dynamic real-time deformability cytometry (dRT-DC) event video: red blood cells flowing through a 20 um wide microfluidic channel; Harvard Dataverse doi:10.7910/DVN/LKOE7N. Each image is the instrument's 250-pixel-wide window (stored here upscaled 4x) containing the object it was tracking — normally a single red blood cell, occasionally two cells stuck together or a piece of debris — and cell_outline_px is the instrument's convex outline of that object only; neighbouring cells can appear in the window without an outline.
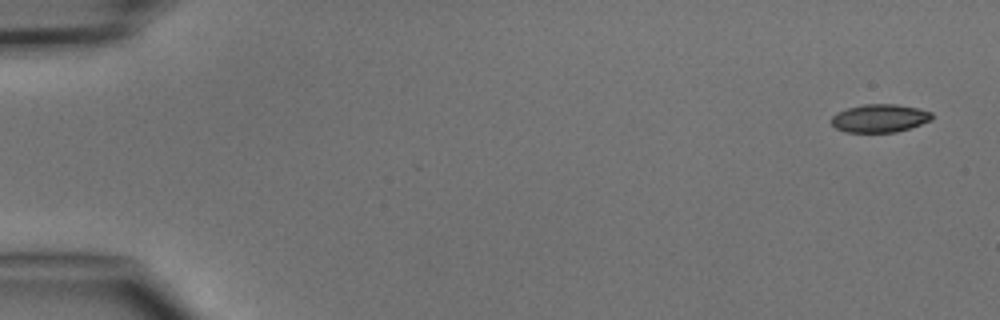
{"species": "common noctule bat (a hibernating species)", "species_latin": "Nyctalus noctula", "temperature_condition": "cold", "stored_images_in_passage": 4, "camera_frame_rate_fps": 3000, "um_per_image_px": 0.085, "animal": {"sex": "male", "body_mass_g": 15.6}, "frame": {"image": 1, "passage_image": 1, "time_ms": 0.0, "image_size_px": [1000, 320], "cell_outline_px": [[932, 120], [896, 132], [844, 132], [836, 128], [832, 124], [832, 116], [848, 108], [864, 104], [896, 104], [916, 108], [932, 112]], "centroid_in_image_um": [74.78, 10.05], "position_along_channel_um": 10.2, "area_um2": 16.24}}
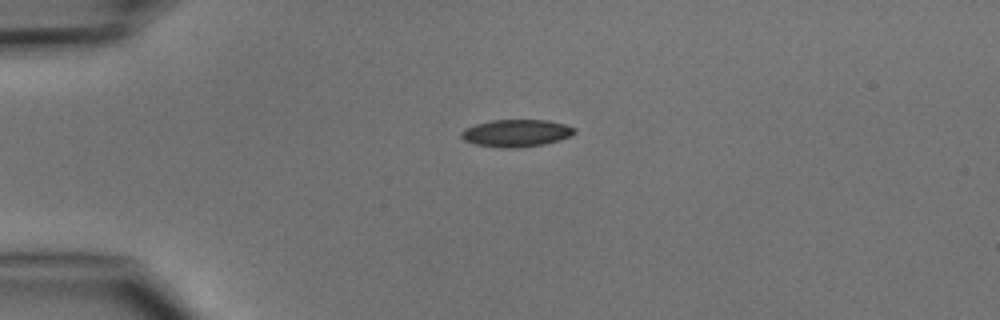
{"frame": {"image": 2, "passage_image": 3, "time_ms": 3.333, "image_size_px": [1000, 320], "cell_outline_px": [[576, 132], [572, 136], [560, 140], [544, 144], [520, 148], [500, 148], [476, 144], [464, 140], [460, 136], [460, 132], [464, 128], [476, 124], [492, 120], [548, 120], [564, 124], [576, 128]], "centroid_in_image_um": [43.9, 11.32], "position_along_channel_um": 41.1, "area_um2": 18.21}}